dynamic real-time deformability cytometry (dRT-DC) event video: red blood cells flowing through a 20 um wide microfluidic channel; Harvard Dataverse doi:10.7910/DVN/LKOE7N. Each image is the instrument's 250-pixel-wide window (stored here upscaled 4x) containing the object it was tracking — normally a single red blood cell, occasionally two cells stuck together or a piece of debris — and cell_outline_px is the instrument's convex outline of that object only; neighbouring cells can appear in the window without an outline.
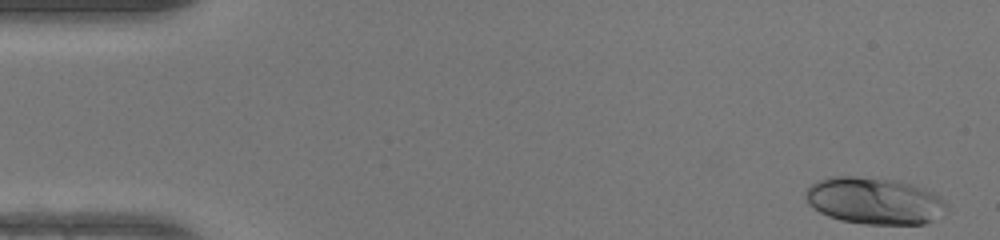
{"species": "human", "species_latin": "Homo sapiens", "temperature_condition": "warm", "stored_images_in_passage": 47, "camera_frame_rate_fps": 3000, "um_per_image_px": 0.085, "donor": {"sex": "female"}, "frame": {"image": 1, "passage_image": 1, "time_ms": 0.0, "image_size_px": [1000, 240], "cell_outline_px": [[948, 204], [932, 220], [924, 224], [864, 224], [840, 220], [828, 216], [820, 212], [808, 204], [804, 196], [804, 192], [812, 184], [820, 180], [832, 176], [852, 176], [896, 180], [912, 184], [924, 188], [932, 192], [944, 200]], "centroid_in_image_um": [74.27, 17.06], "position_along_channel_um": 10.7, "area_um2": 38.21}}
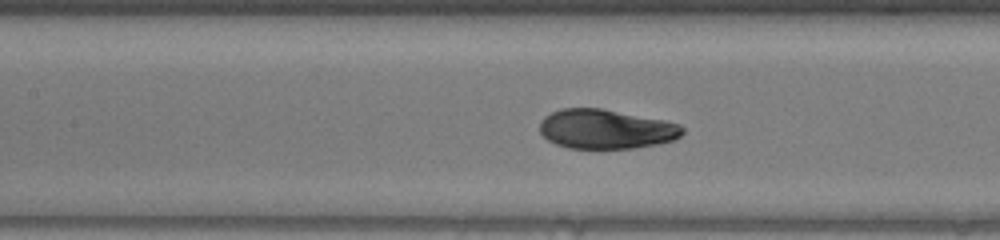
{"frame": {"image": 2, "passage_image": 21, "time_ms": 6.667, "image_size_px": [1000, 240], "cell_outline_px": [[684, 132], [680, 136], [672, 140], [656, 144], [632, 148], [568, 148], [556, 144], [548, 140], [540, 132], [540, 120], [544, 116], [560, 108], [600, 108], [664, 120], [680, 124], [684, 128]], "centroid_in_image_um": [51.48, 10.96], "position_along_channel_um": 155.9, "area_um2": 32.71}}
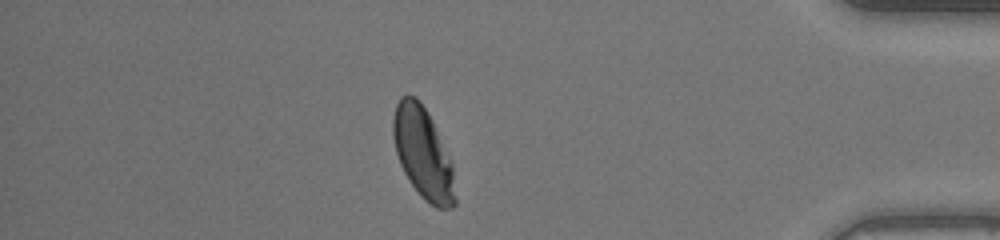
{"frame": {"image": 3, "passage_image": 41, "time_ms": 13.333, "image_size_px": [1000, 240], "cell_outline_px": [[456, 204], [452, 208], [436, 208], [424, 200], [420, 196], [404, 172], [400, 164], [396, 152], [392, 132], [392, 120], [396, 104], [400, 96], [416, 96], [420, 100], [428, 112], [452, 160], [456, 200]], "centroid_in_image_um": [35.97, 13.02], "position_along_channel_um": 399.2, "area_um2": 33.23}, "authors_computed_cell_mechanics": {"area_um2": 33.6396, "velocity_mm_per_s": 4.2534, "shape_relaxation_time_tau1_ms": 2.8188, "shape_relaxation_time_tau2_ms": null, "deformation_change_tau1": 0.1553, "deformation_change_tau2": null}}